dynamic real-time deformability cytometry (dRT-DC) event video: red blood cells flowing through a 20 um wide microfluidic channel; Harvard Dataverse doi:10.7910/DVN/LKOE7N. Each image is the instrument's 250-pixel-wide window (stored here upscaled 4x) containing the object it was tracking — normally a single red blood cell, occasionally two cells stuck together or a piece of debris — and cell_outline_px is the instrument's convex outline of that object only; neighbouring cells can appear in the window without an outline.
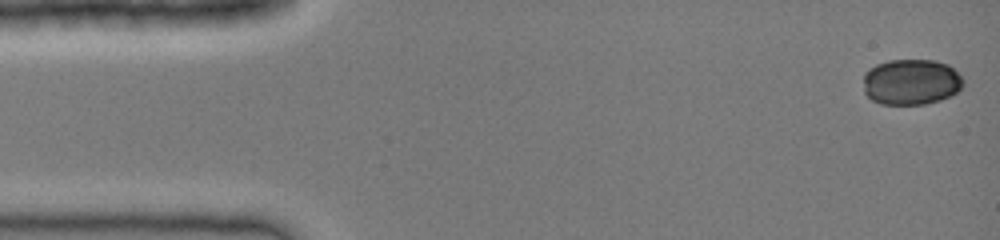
{"species": "common noctule bat (a hibernating species)", "species_latin": "Nyctalus noctula", "temperature_condition": "cold", "stored_images_in_passage": 41, "camera_frame_rate_fps": 3000, "um_per_image_px": 0.085, "animal": {"sex": "female", "body_mass_g": 19.0, "forearm_length_mm": 51.5}, "frame": {"image": 1, "passage_image": 1, "time_ms": 0.0, "image_size_px": [1000, 240], "cell_outline_px": [[964, 84], [952, 96], [940, 100], [924, 104], [880, 104], [872, 100], [864, 92], [864, 72], [868, 68], [876, 64], [888, 60], [936, 60], [948, 64], [964, 80]], "centroid_in_image_um": [77.43, 6.96], "position_along_channel_um": 7.6, "area_um2": 26.88}}
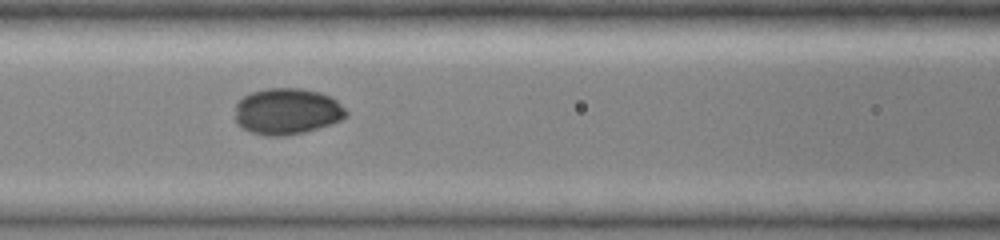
{"frame": {"image": 2, "passage_image": 17, "time_ms": 5.333, "image_size_px": [1000, 240], "cell_outline_px": [[348, 116], [332, 124], [304, 132], [284, 136], [264, 136], [252, 132], [244, 128], [236, 120], [236, 104], [244, 96], [252, 92], [268, 88], [300, 88], [320, 92], [332, 96], [348, 112]], "centroid_in_image_um": [24.44, 9.46], "position_along_channel_um": 142.2, "area_um2": 29.94}}
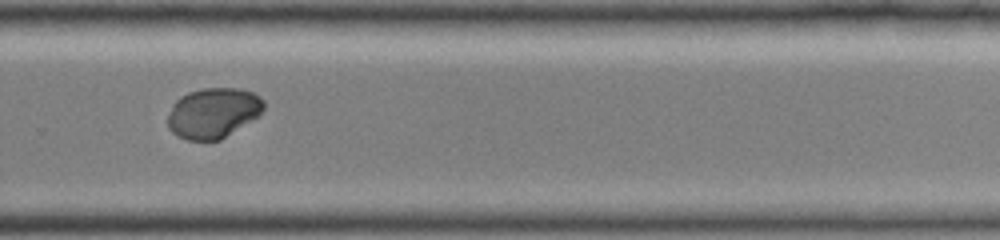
{"frame": {"image": 3, "passage_image": 28, "time_ms": 9.0, "image_size_px": [1000, 240], "cell_outline_px": [[264, 108], [252, 120], [220, 140], [188, 140], [172, 132], [168, 128], [168, 116], [172, 104], [180, 96], [188, 92], [204, 88], [240, 88], [256, 92], [264, 100]], "centroid_in_image_um": [18.12, 9.58], "position_along_channel_um": 311.7, "area_um2": 28.15}}